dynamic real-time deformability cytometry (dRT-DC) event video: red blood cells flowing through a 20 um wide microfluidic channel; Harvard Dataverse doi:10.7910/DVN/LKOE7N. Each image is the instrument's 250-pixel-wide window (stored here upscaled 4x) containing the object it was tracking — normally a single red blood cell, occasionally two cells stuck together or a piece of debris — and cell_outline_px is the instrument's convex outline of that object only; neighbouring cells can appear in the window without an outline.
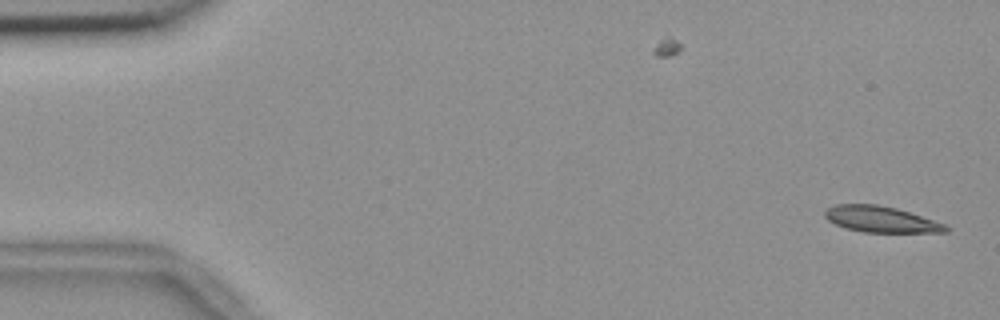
{"species": "common noctule bat (a hibernating species)", "species_latin": "Nyctalus noctula", "temperature_condition": "room temperature", "stored_images_in_passage": 54, "camera_frame_rate_fps": 3000, "um_per_image_px": 0.085, "animal": {"sex": "female", "body_mass_g": 18.4}, "frame": {"image": 1, "passage_image": 1, "time_ms": 0.0, "image_size_px": [1000, 320], "cell_outline_px": [[952, 228], [948, 232], [864, 232], [844, 228], [828, 220], [824, 216], [824, 212], [828, 208], [836, 204], [876, 204], [896, 208], [944, 224]], "centroid_in_image_um": [74.86, 18.64], "position_along_channel_um": 10.1, "area_um2": 18.21}}
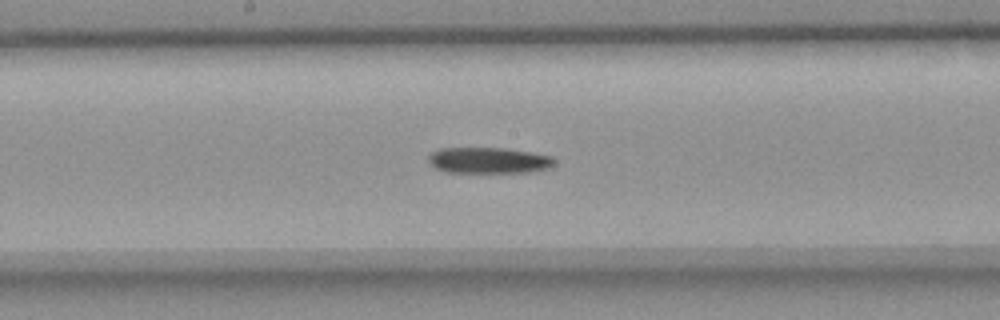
{"frame": {"image": 2, "passage_image": 28, "time_ms": 9.0, "image_size_px": [1000, 320], "cell_outline_px": [[556, 164], [548, 168], [528, 172], [444, 172], [436, 168], [428, 160], [428, 156], [432, 152], [440, 148], [508, 148], [532, 152], [552, 156], [556, 160]], "centroid_in_image_um": [41.57, 13.62], "position_along_channel_um": 206.6, "area_um2": 19.19}}
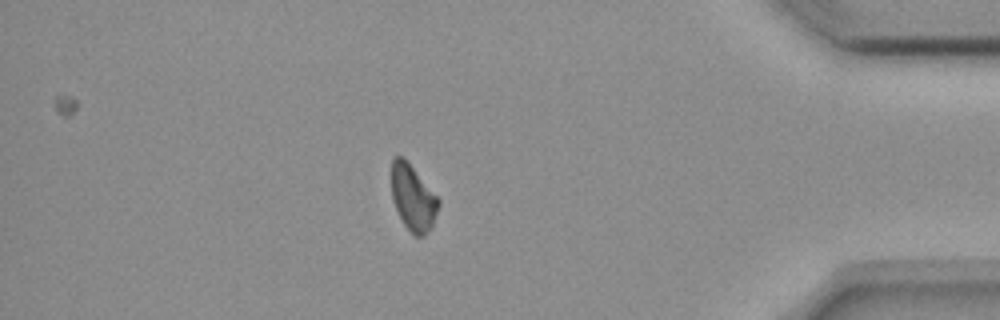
{"frame": {"image": 3, "passage_image": 47, "time_ms": 15.333, "image_size_px": [1000, 320], "cell_outline_px": [[440, 204], [432, 228], [424, 236], [416, 236], [404, 224], [392, 200], [392, 156], [400, 156], [412, 168], [440, 200]], "centroid_in_image_um": [35.11, 16.86], "position_along_channel_um": 400.1, "area_um2": 17.57}, "authors_computed_cell_mechanics": {"area_um2": 19.3052, "velocity_mm_per_s": 3.6617, "shape_relaxation_time_tau1_ms": 9.8746, "shape_relaxation_time_tau2_ms": null, "deformation_change_tau1": 0.1506, "deformation_change_tau2": null}}